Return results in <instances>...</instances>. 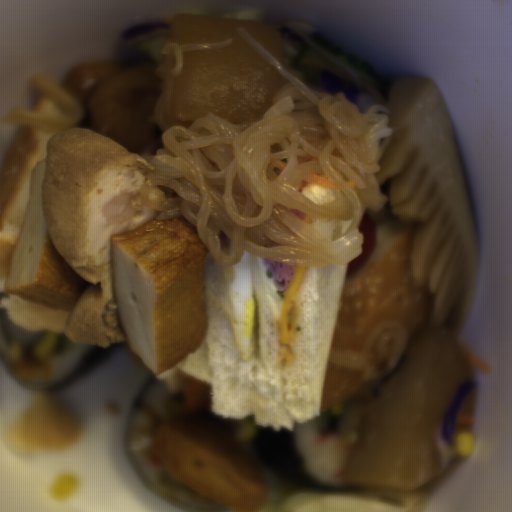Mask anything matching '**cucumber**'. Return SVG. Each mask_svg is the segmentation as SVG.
I'll use <instances>...</instances> for the list:
<instances>
[{"label":"cucumber","instance_id":"8b760119","mask_svg":"<svg viewBox=\"0 0 512 512\" xmlns=\"http://www.w3.org/2000/svg\"><path fill=\"white\" fill-rule=\"evenodd\" d=\"M349 411L348 400L336 407L320 410V414L315 416V418L321 433L323 434L326 431H334L336 433L339 431L345 423Z\"/></svg>","mask_w":512,"mask_h":512}]
</instances>
